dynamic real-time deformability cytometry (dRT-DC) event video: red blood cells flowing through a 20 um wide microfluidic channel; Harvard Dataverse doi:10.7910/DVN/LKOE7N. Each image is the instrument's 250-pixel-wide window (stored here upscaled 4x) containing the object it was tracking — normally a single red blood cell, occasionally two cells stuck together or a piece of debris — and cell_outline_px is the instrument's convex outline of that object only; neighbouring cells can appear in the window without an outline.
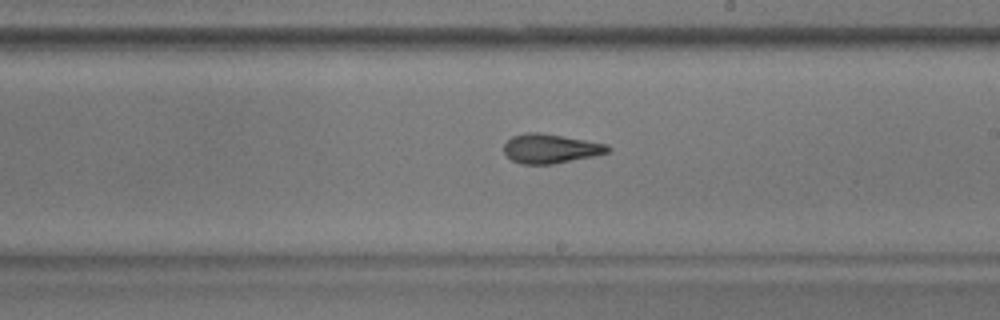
{"species": "common noctule bat (a hibernating species)", "species_latin": "Nyctalus noctula", "temperature_condition": "warm", "stored_images_in_passage": 42, "camera_frame_rate_fps": 3000, "um_per_image_px": 0.085, "animal": {"sex": "male", "body_mass_g": 17.9}, "frame": {"image": 1, "passage_image": 22, "time_ms": 7.0, "image_size_px": [1000, 320], "cell_outline_px": [[612, 148], [608, 152], [592, 156], [552, 164], [520, 164], [512, 160], [504, 152], [504, 144], [512, 136], [528, 132], [540, 132], [608, 144]], "centroid_in_image_um": [46.78, 12.62], "position_along_channel_um": 242.2, "area_um2": 17.63}}
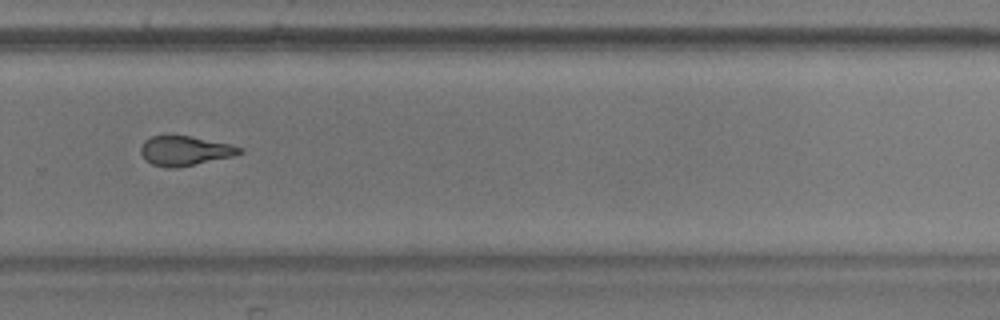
{"frame": {"image": 2, "passage_image": 28, "time_ms": 9.0, "image_size_px": [1000, 320], "cell_outline_px": [[244, 152], [232, 156], [176, 168], [168, 168], [152, 164], [144, 160], [140, 152], [140, 148], [144, 140], [152, 136], [188, 136], [232, 144], [244, 148]], "centroid_in_image_um": [15.71, 12.82], "position_along_channel_um": 314.1, "area_um2": 16.99}}
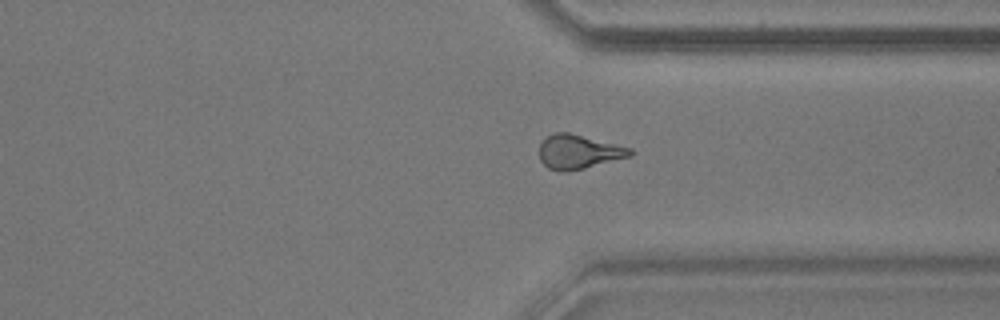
{"frame": {"image": 3, "passage_image": 32, "time_ms": 10.333, "image_size_px": [1000, 320], "cell_outline_px": [[636, 152], [632, 156], [568, 172], [560, 172], [548, 168], [540, 160], [540, 144], [552, 132], [568, 132], [632, 148]], "centroid_in_image_um": [49.2, 12.91], "position_along_channel_um": 362.2, "area_um2": 18.15}, "authors_computed_cell_mechanics": {"area_um2": 18.0914, "velocity_mm_per_s": 3.6088, "shape_relaxation_time_tau1_ms": 7.7338, "shape_relaxation_time_tau2_ms": 2.7061, "deformation_change_tau1": 0.1658, "deformation_change_tau2": 0.1157}}